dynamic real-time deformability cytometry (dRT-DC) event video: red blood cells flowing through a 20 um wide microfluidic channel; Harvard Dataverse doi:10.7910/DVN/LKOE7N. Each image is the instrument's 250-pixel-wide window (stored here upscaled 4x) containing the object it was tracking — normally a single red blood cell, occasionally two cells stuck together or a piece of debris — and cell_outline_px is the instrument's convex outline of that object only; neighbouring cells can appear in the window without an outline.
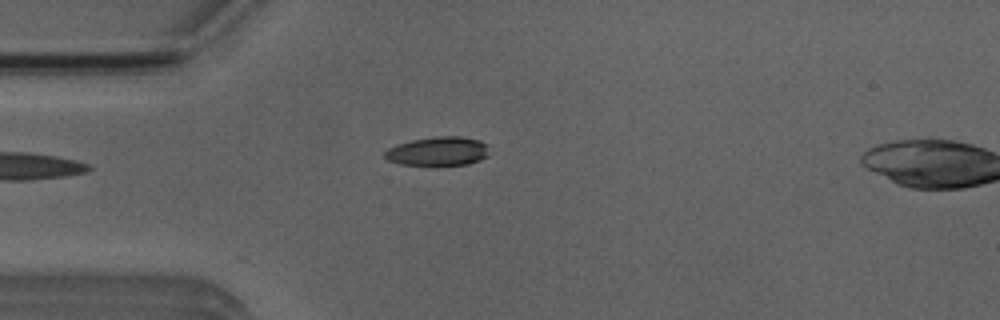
{"species": "Egyptian fruit bat (a non-hibernating species)", "species_latin": "Rousettus aegyptiacus", "temperature_condition": "room temperature", "stored_images_in_passage": 3, "camera_frame_rate_fps": 3000, "um_per_image_px": 0.085, "animal": {"sex": "male"}, "frame": {"image": 1, "passage_image": 2, "time_ms": 1.333, "image_size_px": [1000, 320], "cell_outline_px": [[488, 156], [480, 160], [468, 164], [432, 168], [400, 164], [388, 160], [384, 156], [384, 152], [388, 148], [396, 144], [412, 140], [436, 136], [460, 136], [480, 140], [488, 144]], "centroid_in_image_um": [37.23, 12.9], "position_along_channel_um": 47.8, "area_um2": 18.5}}